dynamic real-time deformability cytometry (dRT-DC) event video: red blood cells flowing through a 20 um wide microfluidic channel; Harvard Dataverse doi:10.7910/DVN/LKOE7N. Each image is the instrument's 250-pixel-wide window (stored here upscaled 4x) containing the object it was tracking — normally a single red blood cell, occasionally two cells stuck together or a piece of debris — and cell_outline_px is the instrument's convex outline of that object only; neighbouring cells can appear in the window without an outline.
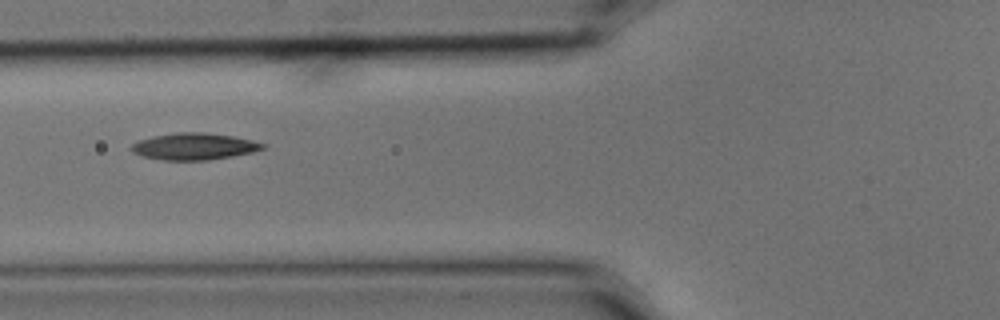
{"species": "common noctule bat (a hibernating species)", "species_latin": "Nyctalus noctula", "temperature_condition": "cold", "stored_images_in_passage": 11, "camera_frame_rate_fps": 3000, "um_per_image_px": 0.085, "animal": {"sex": "male", "body_mass_g": 15.6}, "frame": {"image": 1, "passage_image": 7, "time_ms": 2.0, "image_size_px": [1000, 320], "cell_outline_px": [[268, 144], [264, 148], [252, 152], [232, 156], [208, 160], [164, 160], [144, 156], [132, 152], [128, 148], [132, 144], [140, 140], [152, 136], [176, 132], [204, 132], [232, 136], [252, 140]], "centroid_in_image_um": [16.5, 12.44], "position_along_channel_um": 109.3, "area_um2": 20.46}}